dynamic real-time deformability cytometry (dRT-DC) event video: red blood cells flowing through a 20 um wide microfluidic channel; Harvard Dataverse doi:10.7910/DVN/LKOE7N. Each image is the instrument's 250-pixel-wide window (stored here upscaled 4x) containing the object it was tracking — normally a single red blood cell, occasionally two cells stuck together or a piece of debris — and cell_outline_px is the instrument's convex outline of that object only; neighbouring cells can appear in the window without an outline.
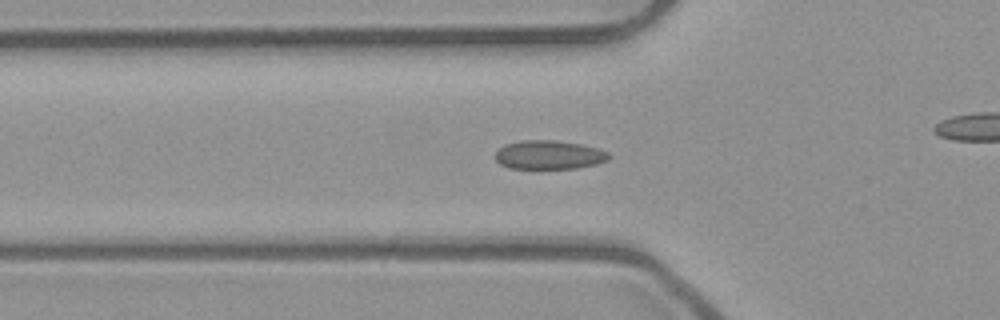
{"species": "common noctule bat (a hibernating species)", "species_latin": "Nyctalus noctula", "temperature_condition": "room temperature", "stored_images_in_passage": 47, "camera_frame_rate_fps": 3000, "um_per_image_px": 0.085, "animal": {"sex": "male", "body_mass_g": 23.1, "forearm_length_mm": 52.7}, "frame": {"image": 1, "passage_image": 12, "time_ms": 3.667, "image_size_px": [1000, 320], "cell_outline_px": [[612, 156], [608, 160], [596, 164], [576, 168], [508, 168], [500, 164], [492, 156], [504, 144], [520, 140], [552, 140], [580, 144], [596, 148], [608, 152]], "centroid_in_image_um": [46.63, 13.16], "position_along_channel_um": 79.2, "area_um2": 19.13}}
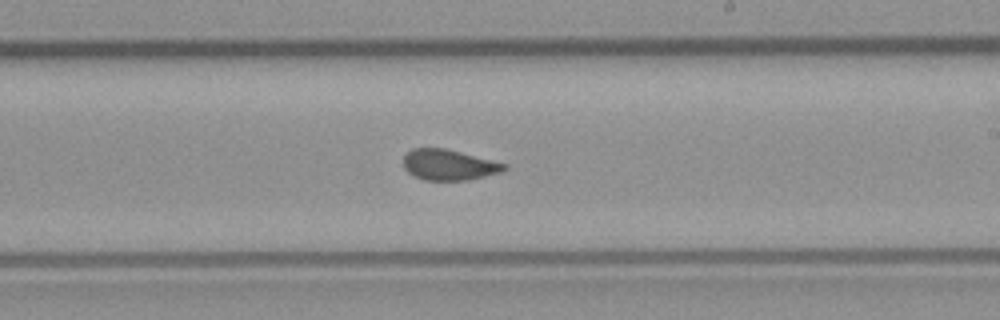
{"frame": {"image": 2, "passage_image": 25, "time_ms": 8.0, "image_size_px": [1000, 320], "cell_outline_px": [[508, 168], [500, 172], [468, 180], [424, 180], [408, 172], [404, 168], [404, 156], [412, 148], [444, 148], [508, 164]], "centroid_in_image_um": [38.16, 14.01], "position_along_channel_um": 250.8, "area_um2": 17.86}}
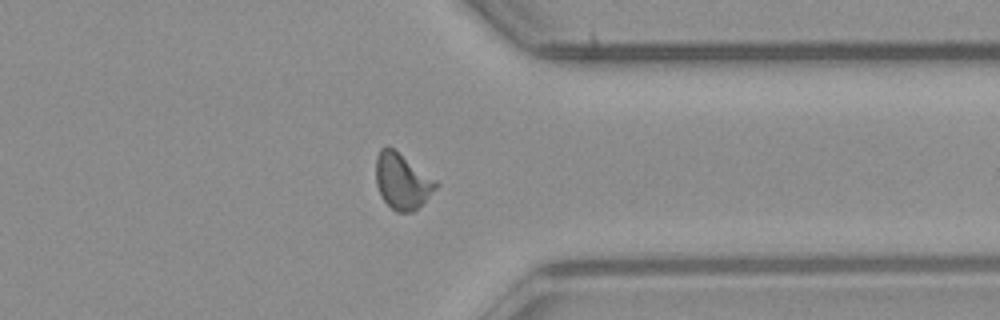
{"frame": {"image": 3, "passage_image": 35, "time_ms": 11.333, "image_size_px": [1000, 320], "cell_outline_px": [[440, 184], [412, 212], [396, 212], [380, 196], [376, 184], [376, 156], [380, 148], [388, 144], [436, 180]], "centroid_in_image_um": [34.14, 15.37], "position_along_channel_um": 377.3, "area_um2": 19.36}, "authors_computed_cell_mechanics": {"area_um2": 18.7272, "velocity_mm_per_s": 3.9394, "shape_relaxation_time_tau1_ms": null, "shape_relaxation_time_tau2_ms": 0.662, "deformation_change_tau1": null, "deformation_change_tau2": 0.038}}